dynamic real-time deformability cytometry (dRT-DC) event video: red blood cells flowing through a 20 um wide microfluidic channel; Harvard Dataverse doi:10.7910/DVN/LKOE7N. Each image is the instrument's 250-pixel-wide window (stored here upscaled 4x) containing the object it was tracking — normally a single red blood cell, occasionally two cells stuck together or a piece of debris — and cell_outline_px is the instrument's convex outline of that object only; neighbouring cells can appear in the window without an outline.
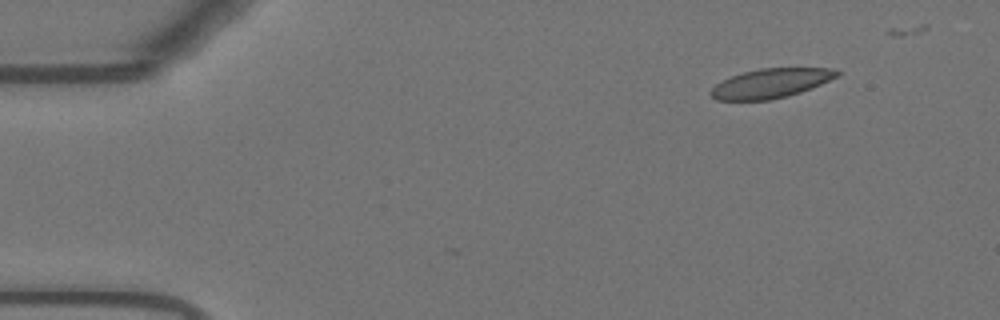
{"species": "Egyptian fruit bat (a non-hibernating species)", "species_latin": "Rousettus aegyptiacus", "temperature_condition": "warm", "stored_images_in_passage": 43, "camera_frame_rate_fps": 3000, "um_per_image_px": 0.085, "animal": {"sex": "female"}, "frame": {"image": 1, "passage_image": 1, "time_ms": 0.0, "image_size_px": [1000, 320], "cell_outline_px": [[840, 76], [812, 88], [800, 92], [768, 100], [716, 100], [708, 92], [716, 84], [732, 76], [744, 72], [760, 68], [832, 68], [840, 72]], "centroid_in_image_um": [65.54, 7.07], "position_along_channel_um": 19.5, "area_um2": 21.44}}
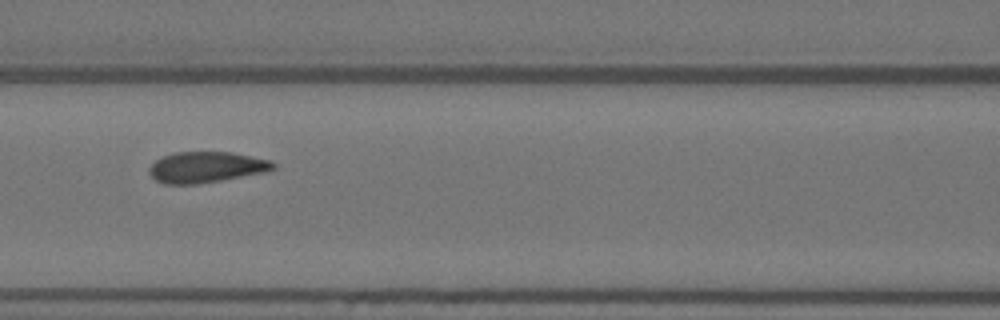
{"frame": {"image": 2, "passage_image": 19, "time_ms": 6.0, "image_size_px": [1000, 320], "cell_outline_px": [[276, 168], [268, 172], [196, 184], [164, 184], [156, 180], [148, 172], [148, 168], [156, 160], [164, 156], [176, 152], [232, 152], [272, 160], [276, 164]], "centroid_in_image_um": [17.57, 14.21], "position_along_channel_um": 149.0, "area_um2": 22.43}}
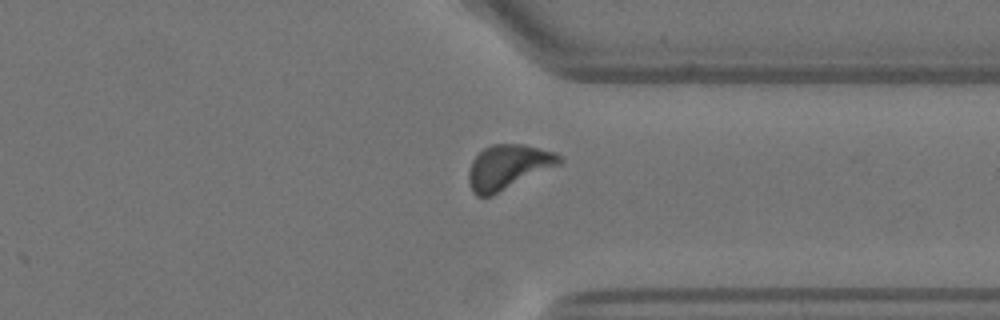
{"frame": {"image": 3, "passage_image": 37, "time_ms": 12.0, "image_size_px": [1000, 320], "cell_outline_px": [[564, 160], [560, 164], [492, 196], [476, 196], [472, 192], [468, 180], [468, 172], [472, 160], [484, 148], [492, 144], [524, 144], [556, 152], [564, 156]], "centroid_in_image_um": [43.21, 14.19], "position_along_channel_um": 368.2, "area_um2": 23.76}}